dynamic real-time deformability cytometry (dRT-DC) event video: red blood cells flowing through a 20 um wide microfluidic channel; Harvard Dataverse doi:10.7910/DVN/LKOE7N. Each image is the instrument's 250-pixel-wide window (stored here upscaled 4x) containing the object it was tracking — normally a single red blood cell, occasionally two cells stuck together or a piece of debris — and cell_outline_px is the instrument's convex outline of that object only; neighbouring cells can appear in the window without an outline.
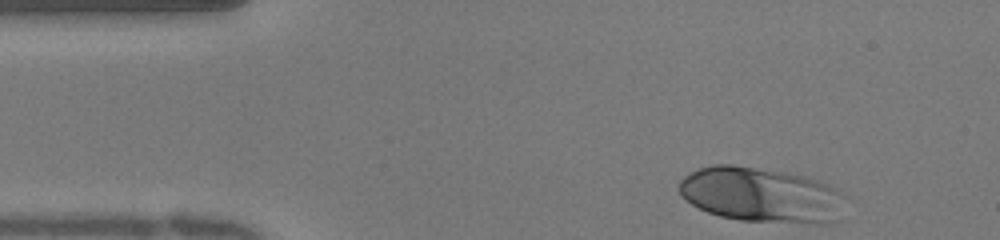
{"species": "human", "species_latin": "Homo sapiens", "temperature_condition": "warm", "stored_images_in_passage": 27, "camera_frame_rate_fps": 3000, "um_per_image_px": 0.085, "donor": {"sex": "female"}, "frame": {"image": 1, "passage_image": 1, "time_ms": 0.0, "image_size_px": [1000, 240], "cell_outline_px": [[812, 184], [792, 216], [764, 220], [744, 220], [724, 216], [708, 212], [692, 204], [680, 192], [680, 184], [692, 172], [700, 168], [720, 164], [724, 164], [748, 168], [784, 176], [800, 180]], "centroid_in_image_um": [63.21, 16.36], "position_along_channel_um": 21.8, "area_um2": 38.38}}
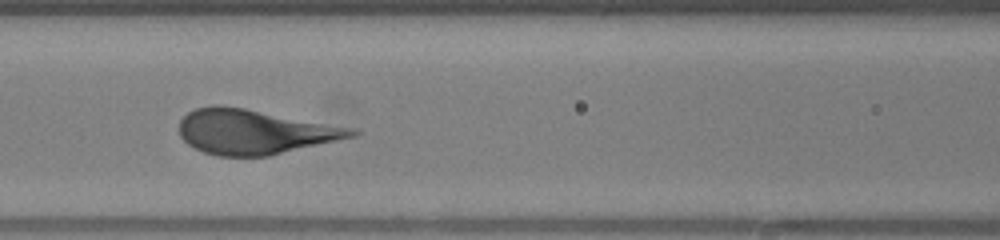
{"frame": {"image": 2, "passage_image": 12, "time_ms": 3.667, "image_size_px": [1000, 240], "cell_outline_px": [[356, 132], [352, 136], [264, 156], [224, 156], [204, 152], [196, 148], [184, 140], [180, 136], [180, 120], [188, 112], [196, 108], [240, 108]], "centroid_in_image_um": [21.37, 11.25], "position_along_channel_um": 145.2, "area_um2": 41.21}}
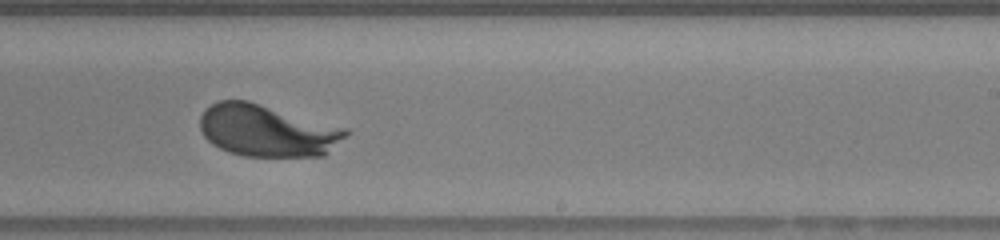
{"frame": {"image": 3, "passage_image": 19, "time_ms": 6.0, "image_size_px": [1000, 240], "cell_outline_px": [[348, 132], [344, 136], [320, 156], [248, 156], [232, 152], [208, 140], [204, 136], [200, 128], [200, 116], [212, 104], [220, 100], [244, 100]], "centroid_in_image_um": [22.53, 11.12], "position_along_channel_um": 266.5, "area_um2": 41.33}}